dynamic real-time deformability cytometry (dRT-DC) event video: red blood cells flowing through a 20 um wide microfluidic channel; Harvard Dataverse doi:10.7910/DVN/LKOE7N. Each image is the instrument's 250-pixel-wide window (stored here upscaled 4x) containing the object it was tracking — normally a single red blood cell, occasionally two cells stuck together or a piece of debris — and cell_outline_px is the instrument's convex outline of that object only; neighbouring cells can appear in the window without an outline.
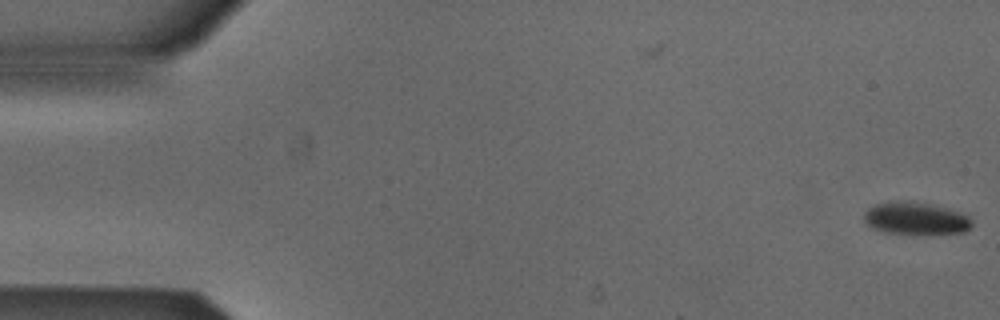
{"species": "Egyptian fruit bat (a non-hibernating species)", "species_latin": "Rousettus aegyptiacus", "temperature_condition": "cold", "stored_images_in_passage": 5, "camera_frame_rate_fps": 3000, "um_per_image_px": 0.085, "animal": {"sex": "male"}, "frame": {"image": 1, "passage_image": 5, "time_ms": 1.333, "image_size_px": [1000, 320], "cell_outline_px": [[972, 224], [964, 232], [928, 236], [912, 236], [884, 232], [872, 228], [864, 220], [864, 212], [868, 208], [876, 204], [888, 200], [928, 204], [960, 212], [968, 216], [972, 220]], "centroid_in_image_um": [77.82, 18.62], "position_along_channel_um": 7.2, "area_um2": 20.92}}